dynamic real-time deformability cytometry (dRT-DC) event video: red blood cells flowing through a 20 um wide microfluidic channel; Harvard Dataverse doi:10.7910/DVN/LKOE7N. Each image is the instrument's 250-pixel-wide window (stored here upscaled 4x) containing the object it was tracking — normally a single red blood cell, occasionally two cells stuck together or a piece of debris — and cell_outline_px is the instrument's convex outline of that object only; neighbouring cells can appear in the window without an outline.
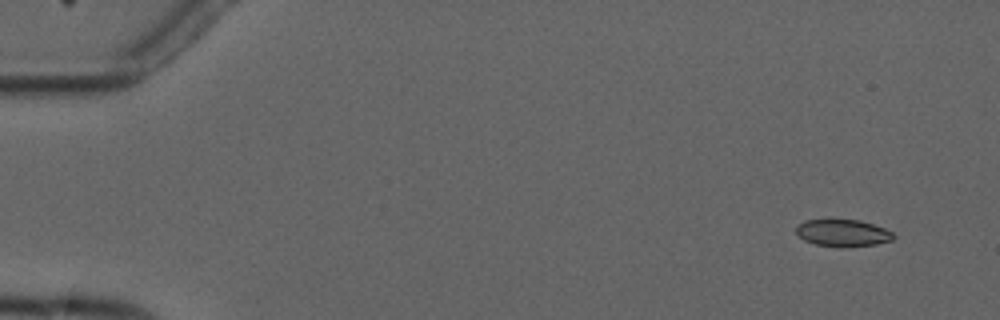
{"species": "common noctule bat (a hibernating species)", "species_latin": "Nyctalus noctula", "temperature_condition": "cold", "stored_images_in_passage": 7, "camera_frame_rate_fps": 3000, "um_per_image_px": 0.085, "animal": {"sex": "male", "forearm_length_mm": 52.5}, "frame": {"image": 1, "passage_image": 1, "time_ms": 0.0, "image_size_px": [1000, 320], "cell_outline_px": [[896, 236], [892, 240], [876, 244], [840, 248], [816, 244], [804, 240], [796, 232], [796, 228], [804, 220], [860, 220], [884, 228], [892, 232]], "centroid_in_image_um": [71.66, 19.81], "position_along_channel_um": 13.3, "area_um2": 15.26}}
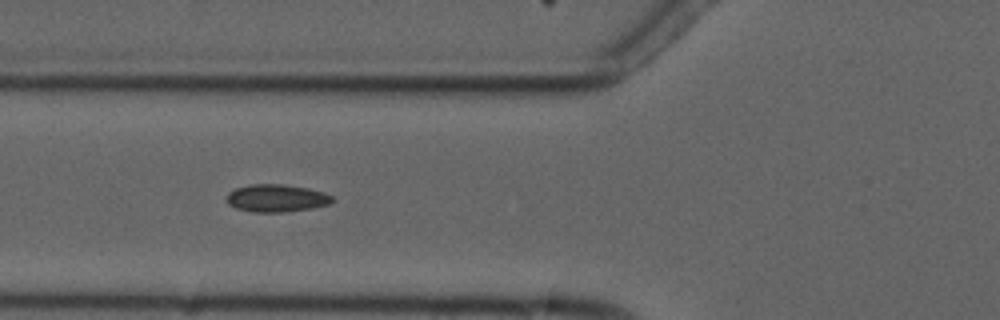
{"frame": {"image": 2, "passage_image": 6, "time_ms": 5.667, "image_size_px": [1000, 320], "cell_outline_px": [[332, 200], [328, 204], [312, 208], [284, 212], [252, 212], [236, 208], [228, 204], [228, 192], [236, 188], [248, 184], [284, 184], [308, 188], [324, 192], [332, 196]], "centroid_in_image_um": [23.48, 16.84], "position_along_channel_um": 102.3, "area_um2": 16.94}}
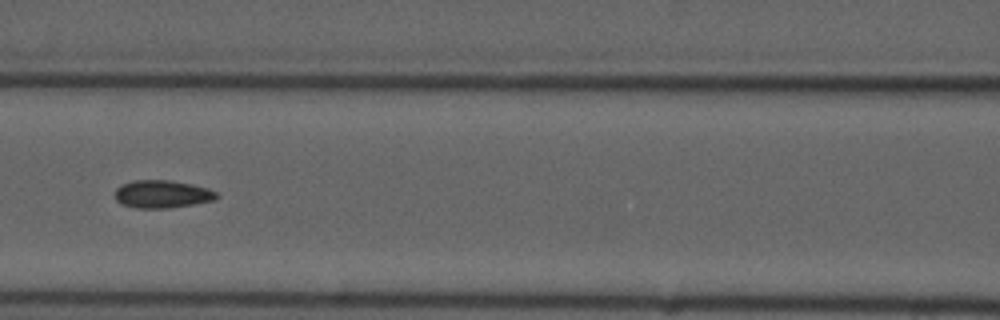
{"frame": {"image": 3, "passage_image": 7, "time_ms": 7.0, "image_size_px": [1000, 320], "cell_outline_px": [[220, 196], [216, 200], [172, 208], [136, 208], [120, 204], [116, 200], [116, 188], [124, 184], [136, 180], [168, 180], [208, 188], [216, 192]], "centroid_in_image_um": [13.81, 16.52], "position_along_channel_um": 152.8, "area_um2": 16.42}}